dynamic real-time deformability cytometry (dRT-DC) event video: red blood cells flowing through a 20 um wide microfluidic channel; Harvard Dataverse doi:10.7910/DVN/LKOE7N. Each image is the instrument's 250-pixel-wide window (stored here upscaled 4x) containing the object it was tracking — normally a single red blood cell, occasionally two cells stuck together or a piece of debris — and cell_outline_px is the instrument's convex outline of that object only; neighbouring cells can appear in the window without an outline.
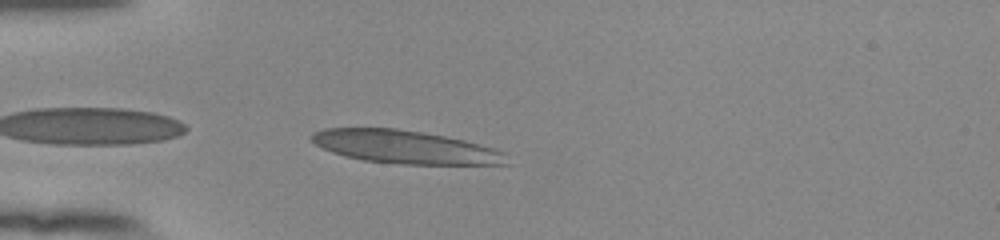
{"species": "human", "species_latin": "Homo sapiens", "temperature_condition": "room temperature", "stored_images_in_passage": 39, "camera_frame_rate_fps": 3000, "um_per_image_px": 0.085, "donor": {"sex": "female"}, "frame": {"image": 1, "passage_image": 1, "time_ms": 0.0, "image_size_px": [1000, 240], "cell_outline_px": [[512, 164], [400, 164], [364, 160], [344, 156], [332, 152], [316, 144], [308, 136], [312, 132], [324, 128], [396, 128], [424, 132], [464, 140], [496, 148], [504, 152]], "centroid_in_image_um": [34.45, 12.49], "position_along_channel_um": 50.5, "area_um2": 37.8}}
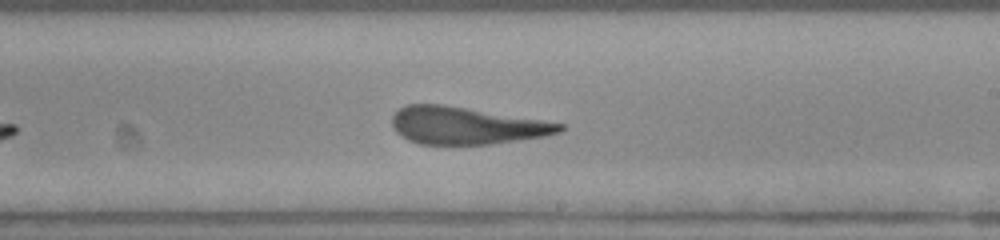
{"frame": {"image": 2, "passage_image": 18, "time_ms": 5.667, "image_size_px": [1000, 240], "cell_outline_px": [[564, 128], [560, 132], [544, 136], [492, 144], [420, 144], [408, 140], [400, 136], [392, 128], [392, 116], [404, 104], [444, 104], [564, 124]], "centroid_in_image_um": [39.56, 10.67], "position_along_channel_um": 249.4, "area_um2": 36.24}}
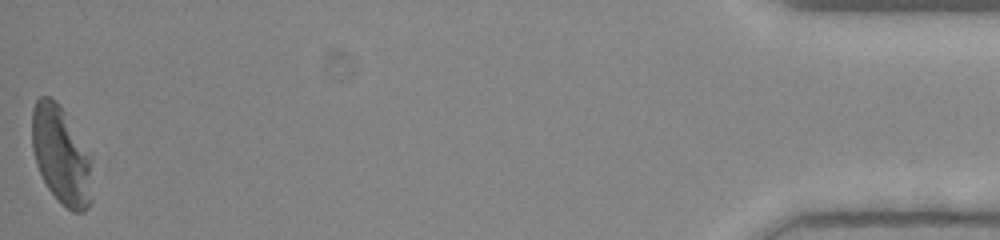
{"frame": {"image": 3, "passage_image": 39, "time_ms": 12.667, "image_size_px": [1000, 240], "cell_outline_px": [[92, 200], [88, 208], [84, 212], [72, 212], [48, 188], [36, 164], [32, 148], [32, 108], [36, 100], [40, 96], [48, 96], [56, 100], [60, 104], [88, 156]], "centroid_in_image_um": [5.14, 13.19], "position_along_channel_um": 430.1, "area_um2": 33.35}, "authors_computed_cell_mechanics": {"area_um2": 37.6856, "velocity_mm_per_s": 3.8291, "shape_relaxation_time_tau1_ms": 8.3657, "shape_relaxation_time_tau2_ms": 1.3325, "deformation_change_tau1": 0.2788, "deformation_change_tau2": 0.1128}}